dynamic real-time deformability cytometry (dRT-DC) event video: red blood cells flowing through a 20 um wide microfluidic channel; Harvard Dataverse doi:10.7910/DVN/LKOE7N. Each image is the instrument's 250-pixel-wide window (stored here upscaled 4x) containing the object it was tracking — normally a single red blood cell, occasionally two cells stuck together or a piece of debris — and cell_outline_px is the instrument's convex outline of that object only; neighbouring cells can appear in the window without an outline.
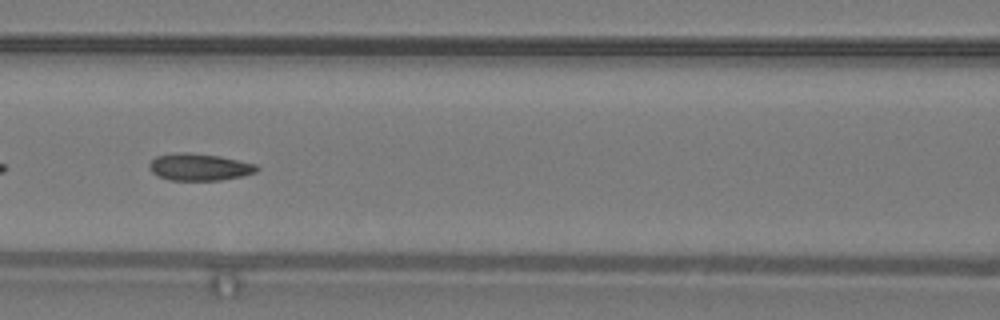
{"species": "common noctule bat (a hibernating species)", "species_latin": "Nyctalus noctula", "temperature_condition": "warm", "stored_images_in_passage": 28, "segment_of_instrument_passage": [2, 2], "camera_frame_rate_fps": 3000, "um_per_image_px": 0.085, "animal": {"sex": "male", "body_mass_g": 19.2, "forearm_length_mm": 51.8}, "frame": {"image": 1, "passage_image": 20, "time_ms": 6.333, "image_size_px": [1000, 320], "cell_outline_px": [[260, 168], [256, 172], [244, 176], [220, 180], [168, 180], [152, 172], [148, 168], [148, 164], [156, 156], [176, 152], [188, 152], [220, 156], [256, 164]], "centroid_in_image_um": [16.95, 14.19], "position_along_channel_um": 149.7, "area_um2": 17.05}}
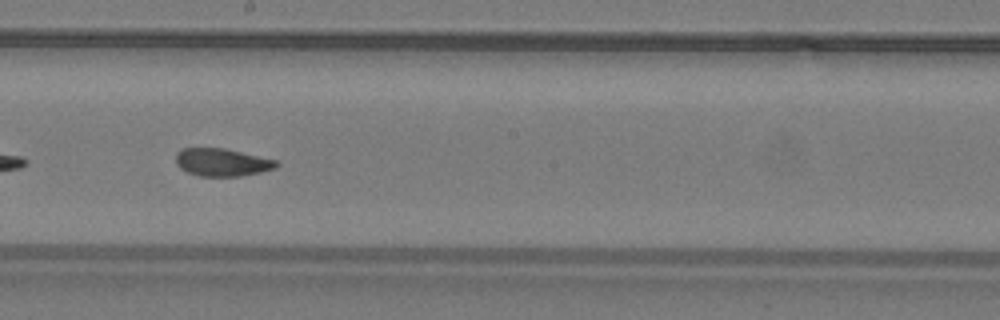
{"frame": {"image": 2, "passage_image": 26, "time_ms": 8.333, "image_size_px": [1000, 320], "cell_outline_px": [[280, 164], [276, 168], [260, 172], [240, 176], [200, 176], [188, 172], [180, 168], [176, 164], [176, 152], [180, 148], [224, 148], [276, 160]], "centroid_in_image_um": [18.85, 13.79], "position_along_channel_um": 229.3, "area_um2": 16.24}}